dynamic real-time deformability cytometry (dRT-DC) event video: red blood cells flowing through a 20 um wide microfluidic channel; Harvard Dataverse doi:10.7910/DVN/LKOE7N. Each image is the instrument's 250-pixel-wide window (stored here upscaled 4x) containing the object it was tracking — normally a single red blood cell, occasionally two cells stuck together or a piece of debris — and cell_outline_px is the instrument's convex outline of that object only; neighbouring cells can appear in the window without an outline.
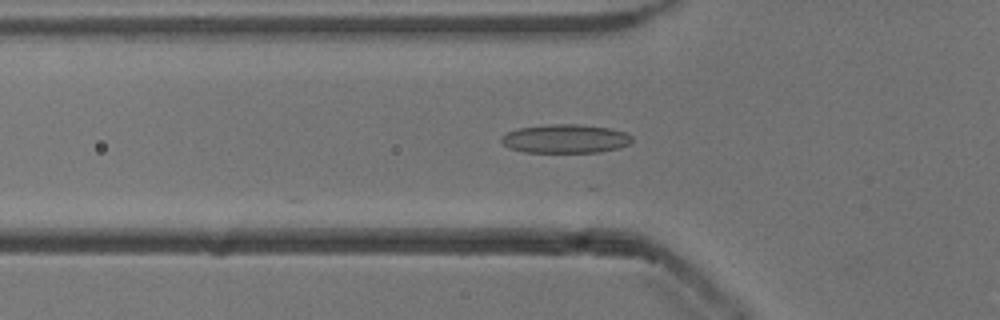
{"species": "common noctule bat (a hibernating species)", "species_latin": "Nyctalus noctula", "temperature_condition": "cold", "stored_images_in_passage": 6, "camera_frame_rate_fps": 3000, "um_per_image_px": 0.085, "animal": {"sex": "male", "body_mass_g": 13.3}, "frame": {"image": 1, "passage_image": 3, "time_ms": 0.667, "image_size_px": [1000, 320], "cell_outline_px": [[632, 140], [628, 144], [620, 148], [600, 152], [524, 152], [512, 148], [504, 144], [500, 140], [500, 136], [508, 132], [520, 128], [544, 124], [580, 124], [612, 128], [624, 132], [632, 136]], "centroid_in_image_um": [48.08, 11.78], "position_along_channel_um": 77.7, "area_um2": 21.96}}
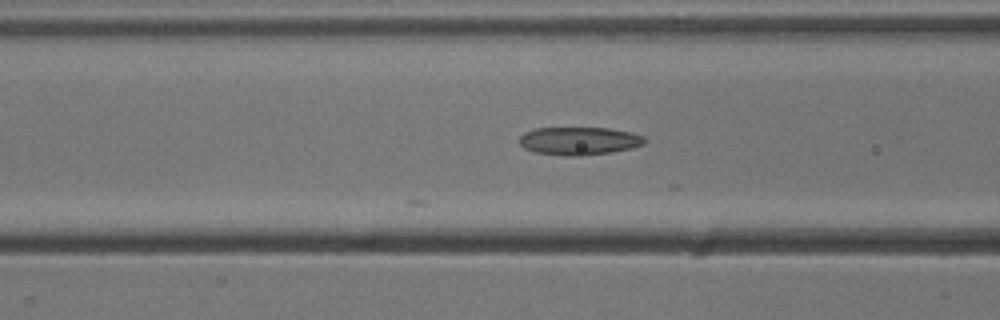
{"frame": {"image": 2, "passage_image": 6, "time_ms": 1.667, "image_size_px": [1000, 320], "cell_outline_px": [[644, 144], [632, 148], [612, 152], [580, 156], [564, 156], [536, 152], [524, 148], [520, 144], [520, 136], [524, 132], [536, 128], [608, 128], [632, 132], [644, 136]], "centroid_in_image_um": [49.23, 11.98], "position_along_channel_um": 117.4, "area_um2": 20.46}}